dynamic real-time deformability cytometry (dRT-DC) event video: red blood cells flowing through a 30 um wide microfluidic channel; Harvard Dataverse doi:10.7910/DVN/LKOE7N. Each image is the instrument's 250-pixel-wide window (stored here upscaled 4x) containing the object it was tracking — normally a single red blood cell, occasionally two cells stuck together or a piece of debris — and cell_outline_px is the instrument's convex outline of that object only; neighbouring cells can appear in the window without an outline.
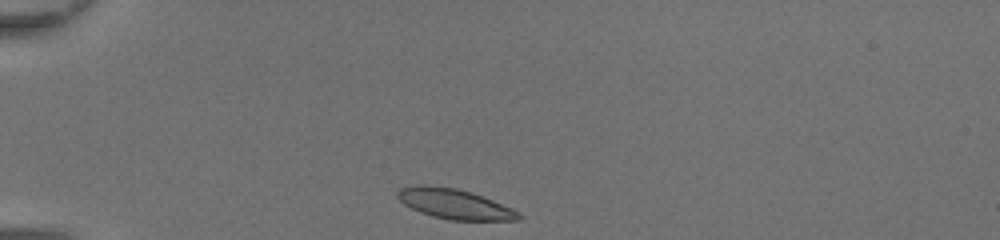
{"species": "common noctule bat (a hibernating species)", "species_latin": "Nyctalus noctula", "temperature_condition": "room temperature", "stored_images_in_passage": 29, "camera_frame_rate_fps": 3000, "um_per_image_px": 0.085, "animal": {"sex": "female", "body_mass_g": 20.0, "forearm_length_mm": 54.0}, "frame": {"image": 1, "passage_image": 1, "time_ms": 0.0, "image_size_px": [1000, 240], "cell_outline_px": [[524, 216], [520, 220], [448, 220], [432, 216], [420, 212], [404, 204], [396, 196], [396, 192], [400, 188], [416, 184], [424, 184], [456, 188], [472, 192], [512, 208], [520, 212]], "centroid_in_image_um": [38.63, 17.33], "position_along_channel_um": 46.4, "area_um2": 21.39}}
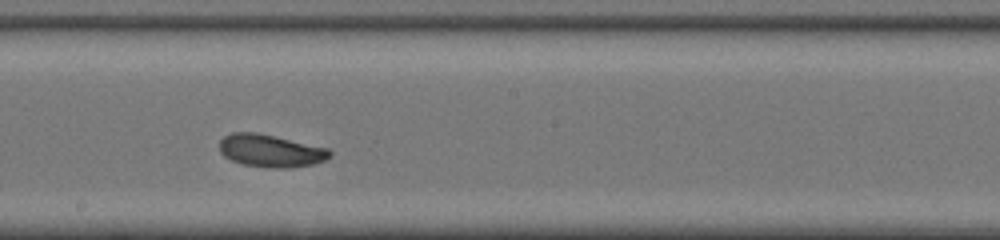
{"frame": {"image": 2, "passage_image": 16, "time_ms": 5.0, "image_size_px": [1000, 240], "cell_outline_px": [[332, 156], [324, 160], [312, 164], [288, 168], [276, 168], [244, 164], [232, 160], [224, 156], [220, 152], [220, 140], [224, 136], [232, 132], [256, 132], [328, 148], [332, 152]], "centroid_in_image_um": [23.0, 12.81], "position_along_channel_um": 225.2, "area_um2": 20.75}}
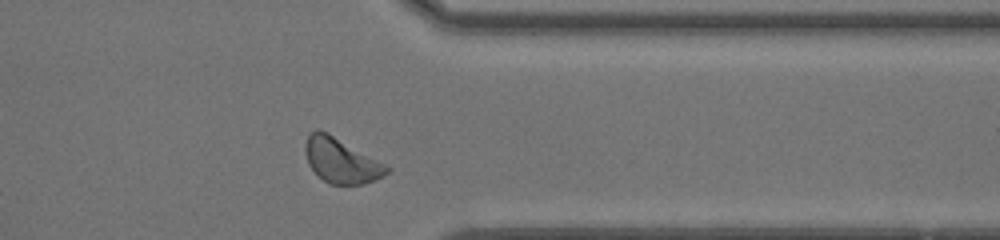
{"frame": {"image": 3, "passage_image": 27, "time_ms": 8.667, "image_size_px": [1000, 240], "cell_outline_px": [[392, 168], [384, 176], [364, 184], [328, 184], [308, 164], [304, 148], [308, 136], [316, 128], [328, 132]], "centroid_in_image_um": [29.0, 13.64], "position_along_channel_um": 382.4, "area_um2": 21.1}, "authors_computed_cell_mechanics": {"area_um2": 20.808, "velocity_mm_per_s": 4.3557, "shape_relaxation_time_tau1_ms": 1.9221, "shape_relaxation_time_tau2_ms": 4.3988, "deformation_change_tau1": 0.0886, "deformation_change_tau2": 0.0975}}